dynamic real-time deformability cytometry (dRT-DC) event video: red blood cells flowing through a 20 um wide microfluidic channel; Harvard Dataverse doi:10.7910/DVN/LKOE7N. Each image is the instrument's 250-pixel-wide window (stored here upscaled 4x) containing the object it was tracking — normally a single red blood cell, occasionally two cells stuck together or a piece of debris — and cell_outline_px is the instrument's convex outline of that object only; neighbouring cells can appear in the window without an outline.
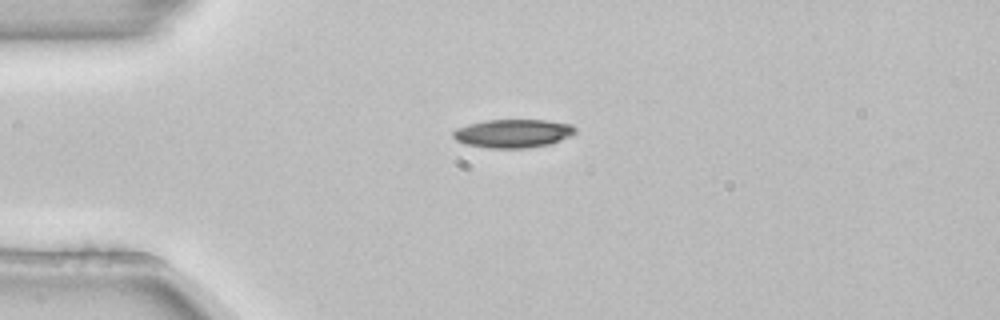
{"species": "common noctule bat (a hibernating species)", "species_latin": "Nyctalus noctula", "temperature_condition": "room temperature", "stored_images_in_passage": 4, "camera_frame_rate_fps": 3000, "um_per_image_px": 0.085, "animal": {"sex": "female", "body_mass_g": 22.7, "forearm_length_mm": 54.2}, "frame": {"image": 1, "passage_image": 1, "time_ms": 0.0, "image_size_px": [1000, 320], "cell_outline_px": [[576, 132], [572, 136], [548, 144], [528, 148], [488, 148], [464, 144], [456, 140], [452, 136], [452, 132], [456, 128], [468, 124], [488, 120], [544, 120], [572, 124], [576, 128]], "centroid_in_image_um": [43.6, 11.34], "position_along_channel_um": 41.4, "area_um2": 20.35}}